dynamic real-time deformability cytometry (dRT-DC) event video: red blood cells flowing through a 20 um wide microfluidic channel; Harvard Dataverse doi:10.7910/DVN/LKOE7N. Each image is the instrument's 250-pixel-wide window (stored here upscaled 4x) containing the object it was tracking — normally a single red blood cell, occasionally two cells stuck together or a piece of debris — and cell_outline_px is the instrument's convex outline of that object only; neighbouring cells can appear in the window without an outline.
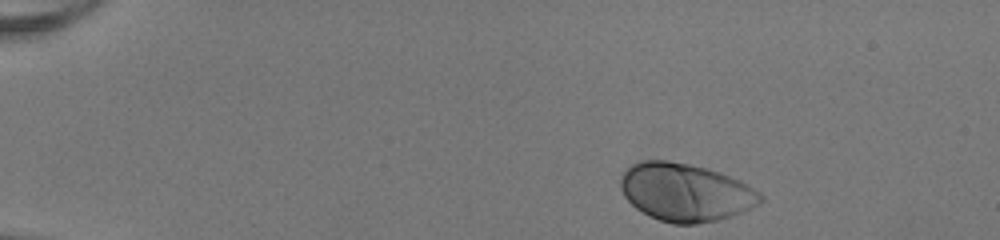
{"species": "human", "species_latin": "Homo sapiens", "temperature_condition": "room temperature", "stored_images_in_passage": 39, "camera_frame_rate_fps": 3000, "um_per_image_px": 0.085, "donor": {"sex": "female"}, "frame": {"image": 1, "passage_image": 1, "time_ms": 0.0, "image_size_px": [1000, 240], "cell_outline_px": [[764, 200], [752, 208], [732, 216], [716, 220], [696, 224], [672, 224], [648, 216], [636, 208], [624, 196], [620, 188], [620, 176], [632, 164], [640, 160], [668, 160], [708, 168], [720, 172], [740, 180], [760, 192], [764, 196]], "centroid_in_image_um": [58.27, 16.34], "position_along_channel_um": 26.7, "area_um2": 47.51}}
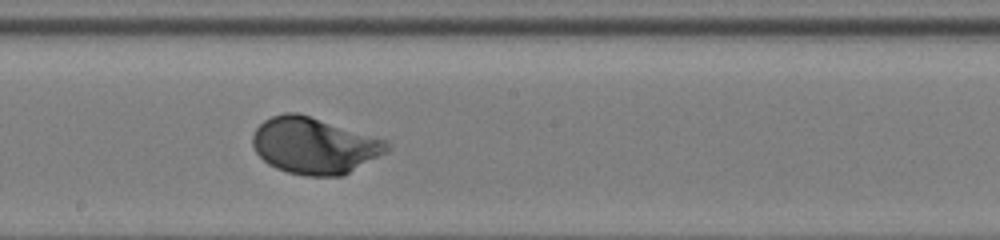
{"frame": {"image": 2, "passage_image": 23, "time_ms": 7.333, "image_size_px": [1000, 240], "cell_outline_px": [[392, 148], [388, 152], [340, 176], [304, 176], [288, 172], [276, 168], [268, 164], [256, 152], [252, 144], [252, 136], [256, 128], [264, 120], [272, 116], [284, 112], [296, 112], [388, 140]], "centroid_in_image_um": [26.72, 12.37], "position_along_channel_um": 221.5, "area_um2": 44.1}}
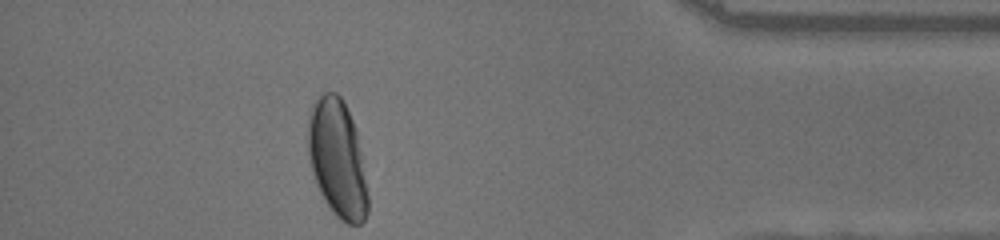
{"frame": {"image": 3, "passage_image": 39, "time_ms": 12.667, "image_size_px": [1000, 240], "cell_outline_px": [[368, 212], [364, 220], [360, 224], [348, 224], [340, 220], [332, 212], [324, 200], [316, 184], [312, 172], [308, 156], [308, 112], [312, 104], [324, 92], [336, 92], [340, 96], [356, 128], [368, 196]], "centroid_in_image_um": [28.65, 13.5], "position_along_channel_um": 406.5, "area_um2": 40.98}, "authors_computed_cell_mechanics": {"area_um2": 43.35, "velocity_mm_per_s": 4.0604, "shape_relaxation_time_tau1_ms": 1.838, "shape_relaxation_time_tau2_ms": null, "deformation_change_tau1": 0.1476, "deformation_change_tau2": null}}